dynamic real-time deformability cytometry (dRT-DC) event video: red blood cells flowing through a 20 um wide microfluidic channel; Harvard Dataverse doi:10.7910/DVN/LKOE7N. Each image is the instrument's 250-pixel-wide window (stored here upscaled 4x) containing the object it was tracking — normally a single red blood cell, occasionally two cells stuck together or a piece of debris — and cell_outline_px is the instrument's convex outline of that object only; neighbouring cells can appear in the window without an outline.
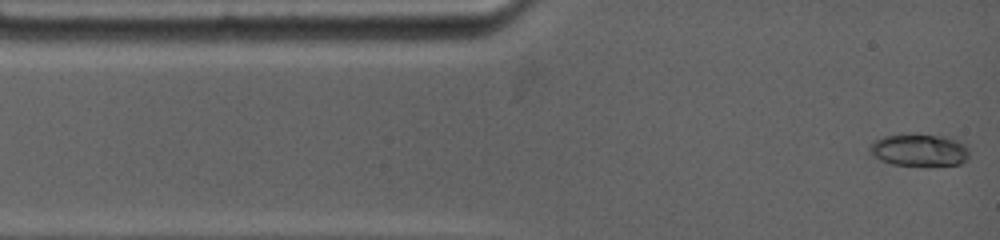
{"species": "common noctule bat (a hibernating species)", "species_latin": "Nyctalus noctula", "temperature_condition": "warm", "stored_images_in_passage": 20, "camera_frame_rate_fps": 4500, "um_per_image_px": 0.085, "animal": {"sex": "female", "body_mass_g": 19.0, "forearm_length_mm": 53.3}, "frame": {"image": 1, "passage_image": 1, "time_ms": 0.0, "image_size_px": [1000, 240], "cell_outline_px": [[968, 156], [960, 164], [924, 168], [892, 164], [880, 160], [868, 152], [868, 148], [872, 140], [884, 136], [944, 136], [956, 140], [964, 144], [968, 148]], "centroid_in_image_um": [78.11, 12.82], "position_along_channel_um": 6.9, "area_um2": 18.9}}
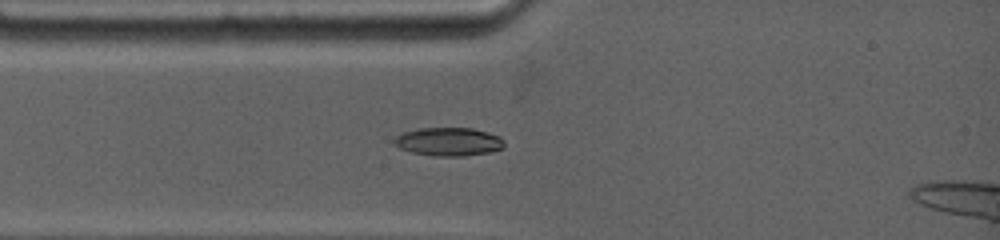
{"frame": {"image": 2, "passage_image": 9, "time_ms": 2.222, "image_size_px": [1000, 240], "cell_outline_px": [[504, 148], [492, 152], [464, 156], [432, 156], [412, 152], [400, 148], [392, 144], [392, 140], [396, 136], [404, 132], [420, 128], [472, 128], [500, 136], [504, 140]], "centroid_in_image_um": [38.13, 12.05], "position_along_channel_um": 46.9, "area_um2": 18.38}}
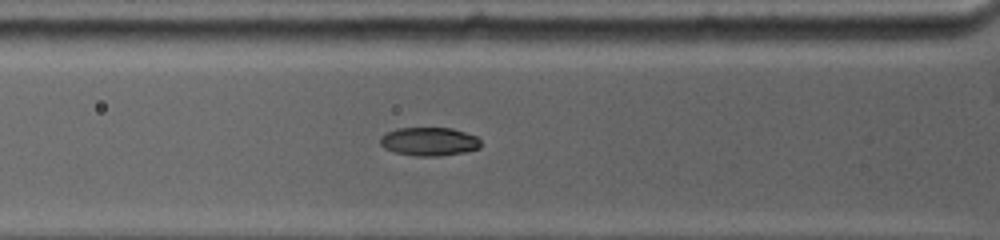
{"frame": {"image": 3, "passage_image": 16, "time_ms": 3.333, "image_size_px": [1000, 240], "cell_outline_px": [[480, 148], [464, 152], [436, 156], [416, 156], [396, 152], [384, 148], [380, 144], [380, 136], [384, 132], [396, 128], [452, 128], [476, 136], [480, 140]], "centroid_in_image_um": [36.44, 12.02], "position_along_channel_um": 89.4, "area_um2": 16.7}}